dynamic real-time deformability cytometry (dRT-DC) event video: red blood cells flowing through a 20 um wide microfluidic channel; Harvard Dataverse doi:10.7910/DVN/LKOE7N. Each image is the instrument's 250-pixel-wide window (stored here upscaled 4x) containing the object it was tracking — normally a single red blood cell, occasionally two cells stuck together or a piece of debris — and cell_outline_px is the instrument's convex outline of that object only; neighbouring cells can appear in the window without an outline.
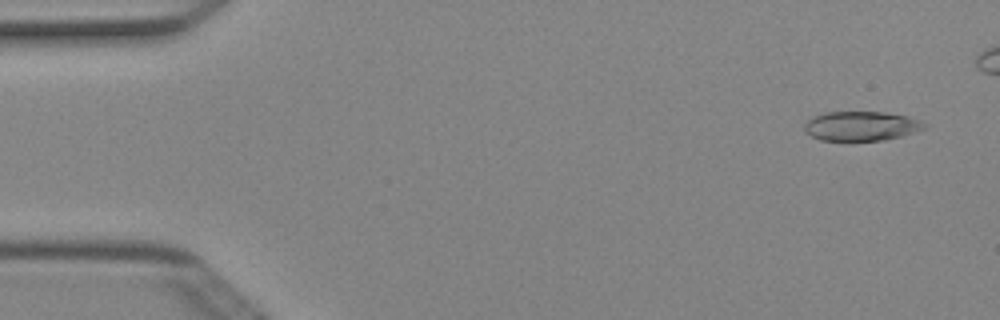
{"species": "Egyptian fruit bat (a non-hibernating species)", "species_latin": "Rousettus aegyptiacus", "temperature_condition": "cold", "stored_images_in_passage": 5, "camera_frame_rate_fps": 3000, "um_per_image_px": 0.085, "animal": {"sex": "female"}, "frame": {"image": 1, "passage_image": 1, "time_ms": 0.0, "image_size_px": [1000, 320], "cell_outline_px": [[928, 124], [924, 128], [900, 136], [884, 140], [820, 140], [812, 136], [804, 128], [804, 124], [812, 116], [824, 112], [884, 112], [908, 116]], "centroid_in_image_um": [73.18, 10.7], "position_along_channel_um": 11.8, "area_um2": 20.35}}